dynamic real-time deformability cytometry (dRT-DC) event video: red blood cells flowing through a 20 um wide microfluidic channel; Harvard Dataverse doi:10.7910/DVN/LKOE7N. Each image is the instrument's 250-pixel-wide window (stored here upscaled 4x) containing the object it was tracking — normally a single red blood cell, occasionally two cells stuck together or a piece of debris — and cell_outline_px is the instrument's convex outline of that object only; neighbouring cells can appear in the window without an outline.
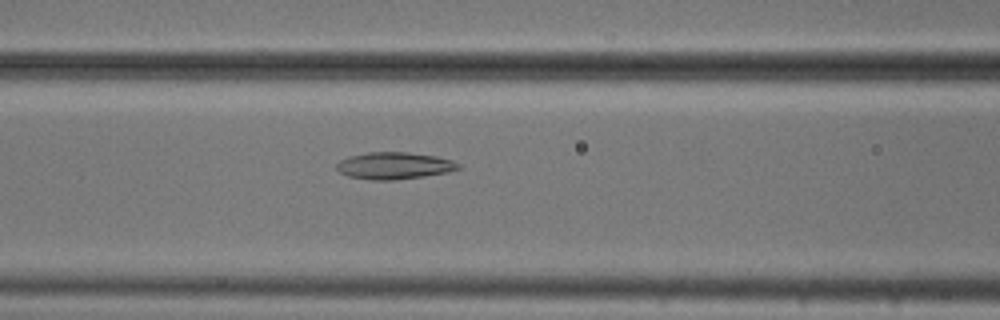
{"species": "common noctule bat (a hibernating species)", "species_latin": "Nyctalus noctula", "temperature_condition": "cold", "stored_images_in_passage": 53, "camera_frame_rate_fps": 3000, "um_per_image_px": 0.085, "animal": {"sex": "male", "body_mass_g": 20.5, "forearm_length_mm": 52.5}, "frame": {"image": 1, "passage_image": 22, "time_ms": 7.0, "image_size_px": [1000, 320], "cell_outline_px": [[460, 168], [448, 172], [424, 176], [392, 180], [372, 180], [348, 176], [340, 172], [336, 168], [336, 164], [340, 160], [348, 156], [368, 152], [408, 152], [436, 156], [452, 160], [460, 164]], "centroid_in_image_um": [33.5, 14.08], "position_along_channel_um": 133.1, "area_um2": 19.13}}
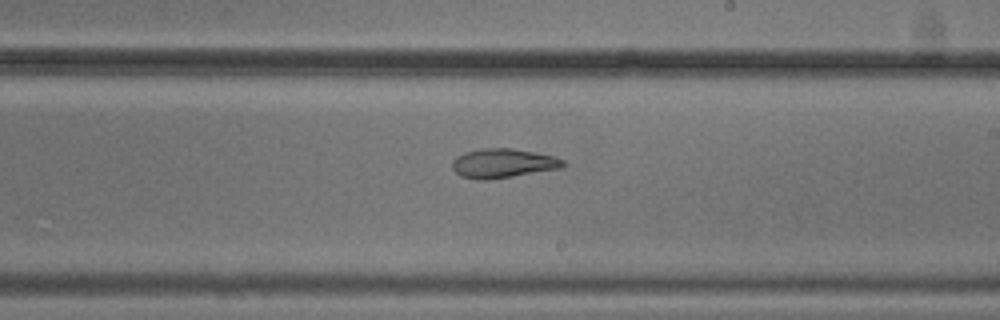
{"frame": {"image": 2, "passage_image": 31, "time_ms": 10.0, "image_size_px": [1000, 320], "cell_outline_px": [[568, 164], [560, 168], [488, 180], [476, 180], [460, 176], [452, 168], [452, 160], [456, 156], [464, 152], [480, 148], [512, 148], [556, 156], [564, 160]], "centroid_in_image_um": [42.74, 13.87], "position_along_channel_um": 246.3, "area_um2": 19.07}}
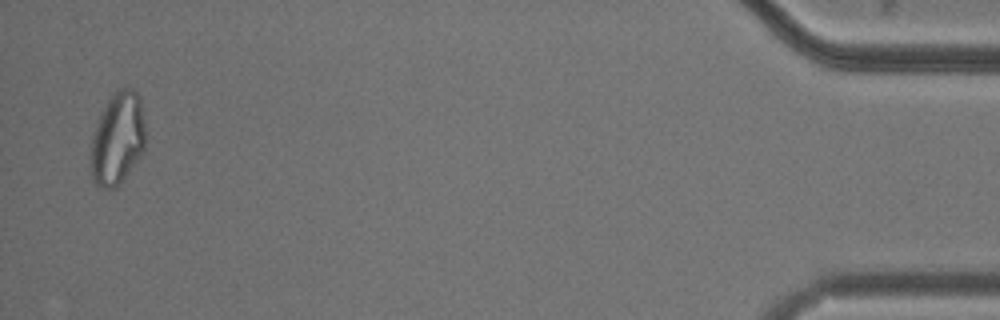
{"frame": {"image": 3, "passage_image": 52, "time_ms": 17.0, "image_size_px": [1000, 320], "cell_outline_px": [[144, 148], [116, 188], [100, 188], [92, 180], [92, 132], [100, 112], [108, 100], [120, 88], [132, 88], [140, 96], [144, 124]], "centroid_in_image_um": [9.97, 11.75], "position_along_channel_um": 425.2, "area_um2": 28.9}, "authors_computed_cell_mechanics": {"area_um2": 23.3512, "velocity_mm_per_s": 3.7829, "shape_relaxation_time_tau1_ms": null, "shape_relaxation_time_tau2_ms": 2.1871, "deformation_change_tau1": null, "deformation_change_tau2": 0.0777}}